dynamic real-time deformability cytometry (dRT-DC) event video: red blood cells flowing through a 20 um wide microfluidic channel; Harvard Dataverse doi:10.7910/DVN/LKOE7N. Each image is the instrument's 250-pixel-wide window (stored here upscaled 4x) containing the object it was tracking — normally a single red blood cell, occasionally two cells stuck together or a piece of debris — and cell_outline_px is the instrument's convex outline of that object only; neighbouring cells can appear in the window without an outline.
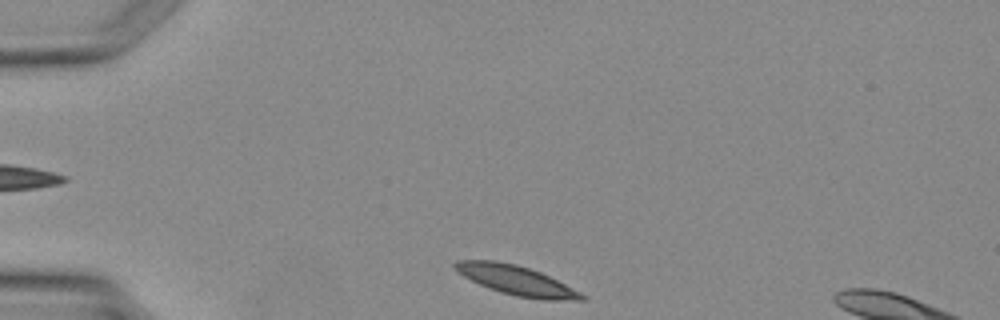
{"species": "Egyptian fruit bat (a non-hibernating species)", "species_latin": "Rousettus aegyptiacus", "temperature_condition": "warm", "stored_images_in_passage": 2, "segment_of_instrument_passage": [1, 2], "camera_frame_rate_fps": 3000, "um_per_image_px": 0.085, "animal": {"sex": "female"}, "frame": {"image": 1, "passage_image": 1, "time_ms": 0.0, "image_size_px": [1000, 320], "cell_outline_px": [[588, 300], [540, 300], [516, 296], [500, 292], [488, 288], [464, 276], [452, 268], [452, 264], [456, 260], [496, 260], [516, 264], [540, 272], [588, 296]], "centroid_in_image_um": [43.88, 23.83], "position_along_channel_um": 41.1, "area_um2": 21.79}}